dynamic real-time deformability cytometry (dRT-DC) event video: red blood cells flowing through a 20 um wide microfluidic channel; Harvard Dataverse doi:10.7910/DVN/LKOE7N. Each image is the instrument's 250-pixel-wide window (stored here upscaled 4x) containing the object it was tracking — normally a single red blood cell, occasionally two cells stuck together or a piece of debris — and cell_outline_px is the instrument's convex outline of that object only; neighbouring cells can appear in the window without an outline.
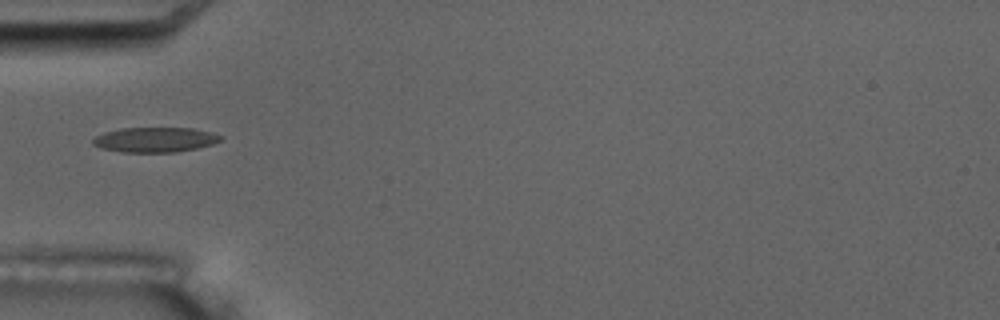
{"species": "common noctule bat (a hibernating species)", "species_latin": "Nyctalus noctula", "temperature_condition": "room temperature", "stored_images_in_passage": 17, "camera_frame_rate_fps": 3000, "um_per_image_px": 0.085, "animal": {"sex": "male", "body_mass_g": 17.5, "forearm_length_mm": 52.3}, "frame": {"image": 1, "passage_image": 6, "time_ms": 5.667, "image_size_px": [1000, 320], "cell_outline_px": [[224, 136], [220, 140], [212, 144], [196, 148], [176, 152], [124, 152], [100, 148], [92, 144], [92, 140], [96, 136], [104, 132], [120, 128], [192, 128], [212, 132]], "centroid_in_image_um": [13.17, 11.87], "position_along_channel_um": 71.8, "area_um2": 18.55}}
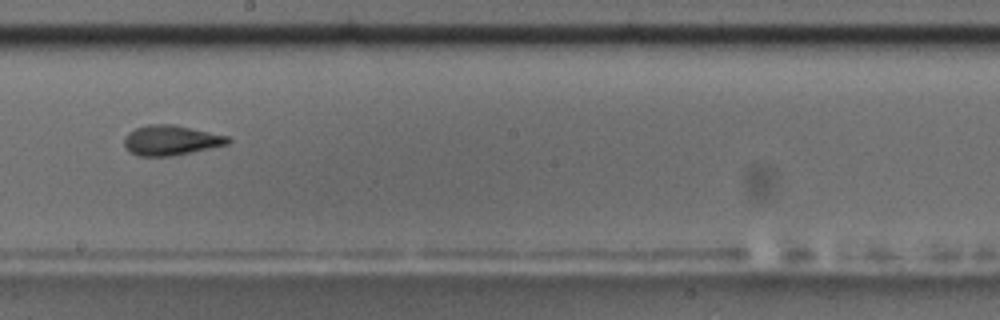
{"frame": {"image": 2, "passage_image": 10, "time_ms": 10.333, "image_size_px": [1000, 320], "cell_outline_px": [[232, 140], [228, 144], [172, 156], [140, 156], [128, 152], [124, 148], [124, 136], [128, 132], [136, 128], [148, 124], [172, 124], [228, 136]], "centroid_in_image_um": [14.48, 11.93], "position_along_channel_um": 233.7, "area_um2": 18.15}, "authors_computed_cell_mechanics": {"area_um2": 17.629, "velocity_mm_per_s": 3.4774, "shape_relaxation_time_tau1_ms": 8.4622, "shape_relaxation_time_tau2_ms": 2.7291, "deformation_change_tau1": 0.2436, "deformation_change_tau2": 0.0999}}